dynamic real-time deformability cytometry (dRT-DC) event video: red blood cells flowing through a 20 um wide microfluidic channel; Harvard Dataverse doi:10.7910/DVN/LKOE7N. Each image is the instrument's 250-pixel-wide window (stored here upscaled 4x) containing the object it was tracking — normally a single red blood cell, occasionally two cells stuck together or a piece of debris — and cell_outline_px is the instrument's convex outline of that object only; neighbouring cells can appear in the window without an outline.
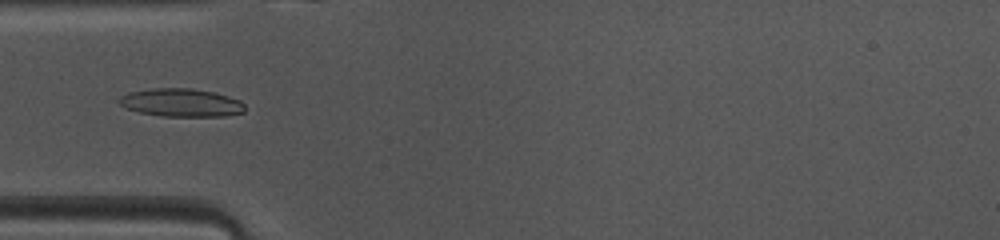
{"species": "common noctule bat (a hibernating species)", "species_latin": "Nyctalus noctula", "temperature_condition": "warm", "stored_images_in_passage": 31, "camera_frame_rate_fps": 3000, "um_per_image_px": 0.085, "animal": {"sex": "female", "body_mass_g": 10.0, "forearm_length_mm": 53.1}, "frame": {"image": 1, "passage_image": 3, "time_ms": 0.667, "image_size_px": [1000, 240], "cell_outline_px": [[244, 112], [224, 116], [160, 116], [140, 112], [124, 108], [116, 100], [120, 96], [128, 92], [152, 88], [192, 88], [212, 92], [228, 96], [240, 100], [244, 104]], "centroid_in_image_um": [15.36, 8.72], "position_along_channel_um": 69.6, "area_um2": 20.69}}
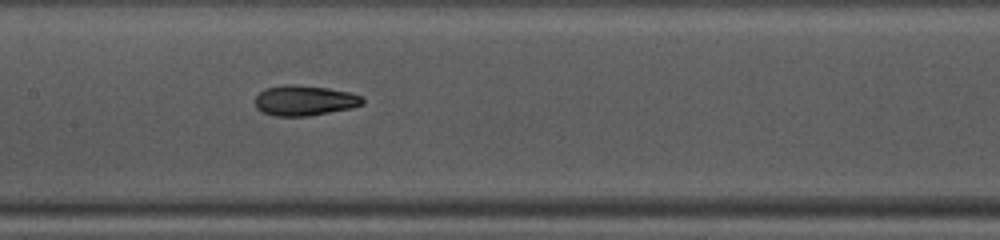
{"frame": {"image": 2, "passage_image": 11, "time_ms": 3.333, "image_size_px": [1000, 240], "cell_outline_px": [[364, 104], [352, 108], [308, 116], [276, 116], [260, 112], [256, 108], [256, 96], [264, 88], [284, 84], [296, 84], [328, 88], [352, 92], [360, 96], [364, 100]], "centroid_in_image_um": [25.88, 8.53], "position_along_channel_um": 181.5, "area_um2": 19.19}}
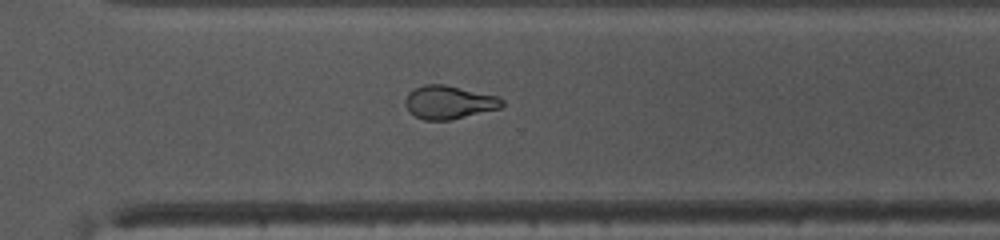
{"frame": {"image": 3, "passage_image": 22, "time_ms": 7.0, "image_size_px": [1000, 240], "cell_outline_px": [[504, 104], [500, 108], [452, 120], [424, 120], [416, 116], [404, 104], [404, 100], [408, 92], [424, 84], [444, 84], [500, 96], [504, 100]], "centroid_in_image_um": [38.19, 8.69], "position_along_channel_um": 332.4, "area_um2": 18.9}, "authors_computed_cell_mechanics": {"area_um2": 18.9006, "velocity_mm_per_s": 4.1281, "shape_relaxation_time_tau1_ms": 8.3119, "shape_relaxation_time_tau2_ms": 1.9056, "deformation_change_tau1": 0.2573, "deformation_change_tau2": 0.0811}}